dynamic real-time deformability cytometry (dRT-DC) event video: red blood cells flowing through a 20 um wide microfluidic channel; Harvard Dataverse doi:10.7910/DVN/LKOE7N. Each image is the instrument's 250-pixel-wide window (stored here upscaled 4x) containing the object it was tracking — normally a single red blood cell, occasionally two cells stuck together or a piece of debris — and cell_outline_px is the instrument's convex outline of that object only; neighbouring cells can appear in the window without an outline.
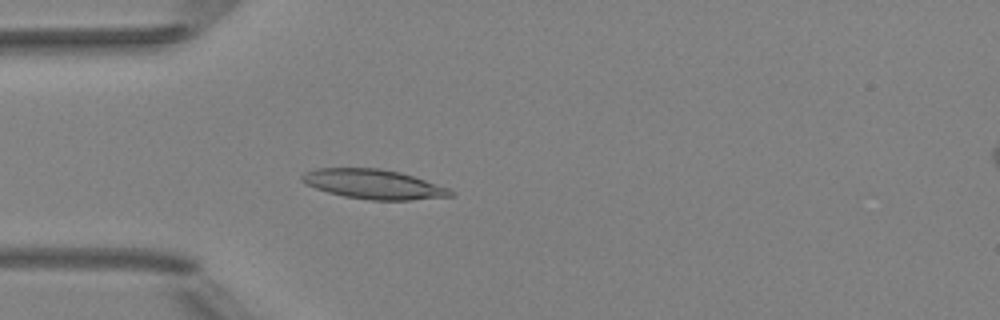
{"species": "Egyptian fruit bat (a non-hibernating species)", "species_latin": "Rousettus aegyptiacus", "temperature_condition": "room temperature", "stored_images_in_passage": 4, "camera_frame_rate_fps": 3000, "um_per_image_px": 0.085, "animal": {"sex": "female"}, "frame": {"image": 1, "passage_image": 4, "time_ms": 3.333, "image_size_px": [1000, 320], "cell_outline_px": [[456, 196], [412, 200], [368, 200], [344, 196], [328, 192], [316, 188], [300, 180], [300, 176], [304, 172], [316, 168], [380, 168], [400, 172], [448, 188], [456, 192]], "centroid_in_image_um": [31.77, 15.66], "position_along_channel_um": 53.2, "area_um2": 25.61}}